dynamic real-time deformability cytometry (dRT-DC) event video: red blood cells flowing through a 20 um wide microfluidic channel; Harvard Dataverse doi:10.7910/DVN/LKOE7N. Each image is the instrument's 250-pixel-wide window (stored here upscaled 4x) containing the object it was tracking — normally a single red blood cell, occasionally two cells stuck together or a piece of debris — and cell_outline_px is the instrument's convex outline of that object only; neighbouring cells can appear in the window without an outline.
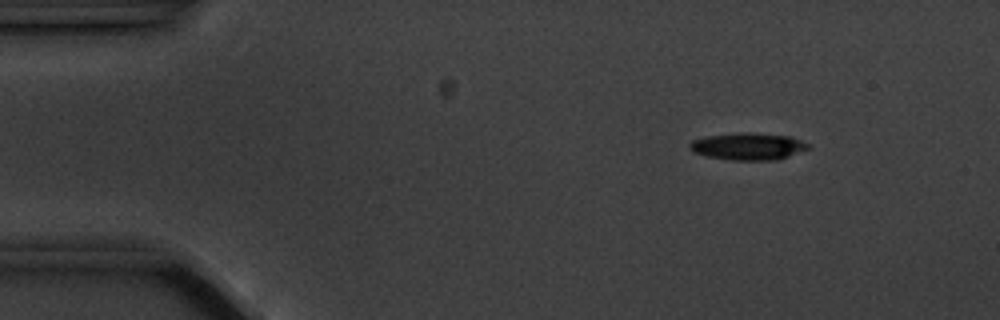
{"species": "common noctule bat (a hibernating species)", "species_latin": "Nyctalus noctula", "temperature_condition": "cold", "stored_images_in_passage": 55, "camera_frame_rate_fps": 3000, "um_per_image_px": 0.085, "animal": {"sex": "male", "body_mass_g": 20.1, "forearm_length_mm": 53.5}, "frame": {"image": 1, "passage_image": 6, "time_ms": 1.667, "image_size_px": [1000, 320], "cell_outline_px": [[812, 148], [776, 160], [732, 160], [708, 156], [692, 152], [688, 148], [688, 144], [692, 140], [708, 136], [740, 132], [748, 132], [788, 136], [800, 140], [808, 144]], "centroid_in_image_um": [63.57, 12.44], "position_along_channel_um": 21.4, "area_um2": 18.67}}
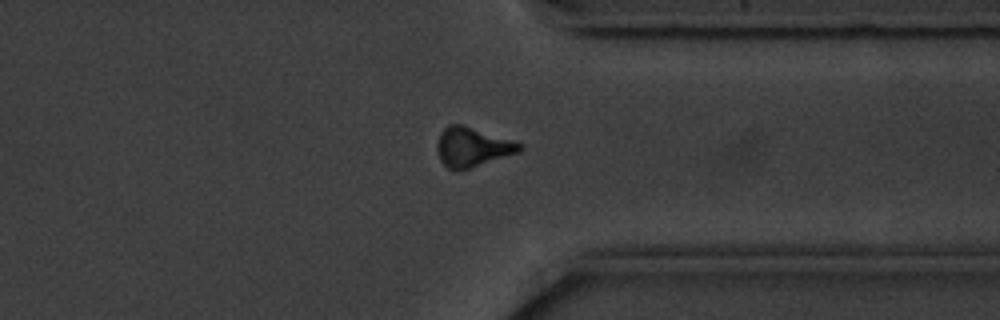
{"frame": {"image": 2, "passage_image": 42, "time_ms": 13.667, "image_size_px": [1000, 320], "cell_outline_px": [[524, 148], [520, 152], [468, 168], [448, 168], [440, 160], [436, 148], [436, 144], [440, 132], [448, 124], [460, 124], [516, 140], [524, 144]], "centroid_in_image_um": [40.19, 12.46], "position_along_channel_um": 371.2, "area_um2": 18.9}}
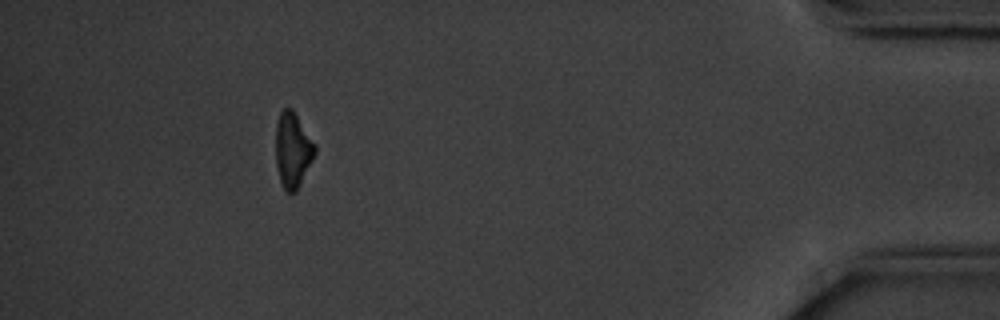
{"frame": {"image": 3, "passage_image": 50, "time_ms": 16.333, "image_size_px": [1000, 320], "cell_outline_px": [[316, 152], [296, 192], [284, 192], [280, 180], [276, 164], [276, 124], [280, 112], [284, 108], [292, 108], [316, 144]], "centroid_in_image_um": [24.88, 12.74], "position_along_channel_um": 410.3, "area_um2": 17.17}, "authors_computed_cell_mechanics": {"area_um2": 18.6116, "velocity_mm_per_s": 3.5541, "shape_relaxation_time_tau1_ms": 3.3972, "shape_relaxation_time_tau2_ms": null, "deformation_change_tau1": 0.1326, "deformation_change_tau2": null}}